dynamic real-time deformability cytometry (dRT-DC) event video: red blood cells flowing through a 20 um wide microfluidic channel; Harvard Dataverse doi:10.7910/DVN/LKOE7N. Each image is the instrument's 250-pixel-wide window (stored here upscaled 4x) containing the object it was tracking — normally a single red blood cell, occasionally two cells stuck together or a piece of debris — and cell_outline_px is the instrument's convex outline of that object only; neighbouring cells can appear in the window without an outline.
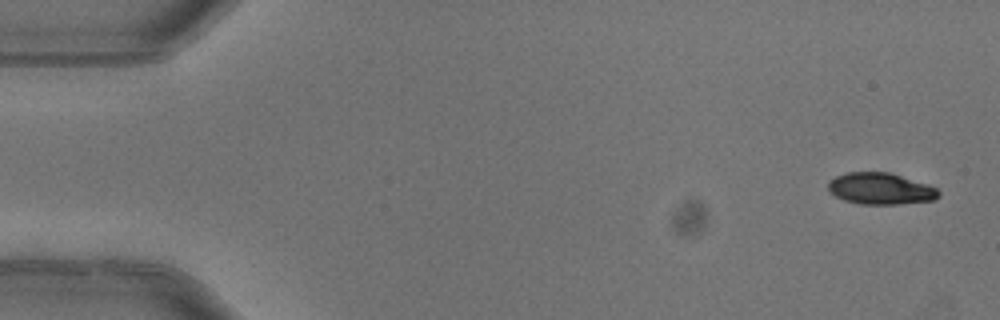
{"species": "common noctule bat (a hibernating species)", "species_latin": "Nyctalus noctula", "temperature_condition": "warm", "stored_images_in_passage": 5, "camera_frame_rate_fps": 3000, "um_per_image_px": 0.085, "animal": {"sex": "female"}, "frame": {"image": 1, "passage_image": 1, "time_ms": 0.0, "image_size_px": [1000, 320], "cell_outline_px": [[940, 196], [936, 200], [900, 204], [860, 204], [844, 200], [828, 192], [828, 180], [836, 176], [848, 172], [888, 172], [928, 184], [936, 188], [940, 192]], "centroid_in_image_um": [74.84, 16.04], "position_along_channel_um": 10.2, "area_um2": 20.46}}